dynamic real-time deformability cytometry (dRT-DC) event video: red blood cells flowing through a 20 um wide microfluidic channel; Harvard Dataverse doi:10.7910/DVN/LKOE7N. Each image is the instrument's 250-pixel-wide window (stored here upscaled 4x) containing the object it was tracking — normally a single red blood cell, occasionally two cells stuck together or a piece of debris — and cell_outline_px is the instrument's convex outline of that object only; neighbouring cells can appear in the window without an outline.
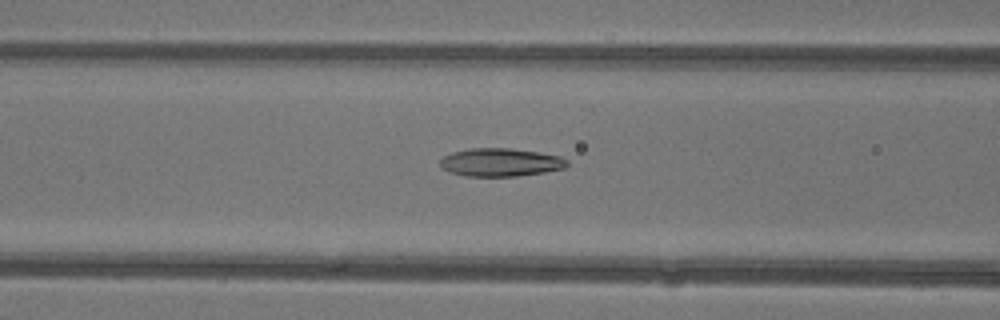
{"species": "common noctule bat (a hibernating species)", "species_latin": "Nyctalus noctula", "temperature_condition": "warm", "stored_images_in_passage": 46, "camera_frame_rate_fps": 3000, "um_per_image_px": 0.085, "animal": {"sex": "female"}, "frame": {"image": 1, "passage_image": 19, "time_ms": 6.0, "image_size_px": [1000, 320], "cell_outline_px": [[568, 164], [564, 168], [544, 172], [516, 176], [464, 176], [448, 172], [440, 168], [440, 160], [444, 156], [452, 152], [468, 148], [512, 148], [560, 156], [568, 160]], "centroid_in_image_um": [42.5, 13.8], "position_along_channel_um": 124.1, "area_um2": 20.92}}
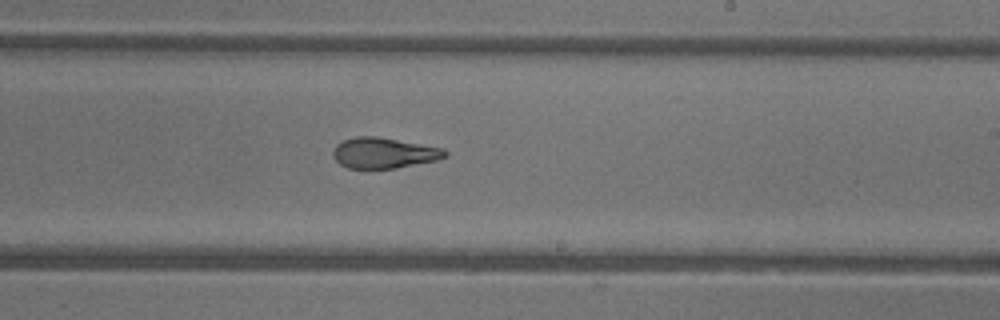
{"frame": {"image": 2, "passage_image": 28, "time_ms": 9.0, "image_size_px": [1000, 320], "cell_outline_px": [[448, 156], [436, 160], [396, 168], [348, 168], [340, 164], [332, 156], [332, 152], [336, 144], [344, 140], [356, 136], [376, 136], [444, 148], [448, 152]], "centroid_in_image_um": [32.63, 12.99], "position_along_channel_um": 256.4, "area_um2": 20.0}}
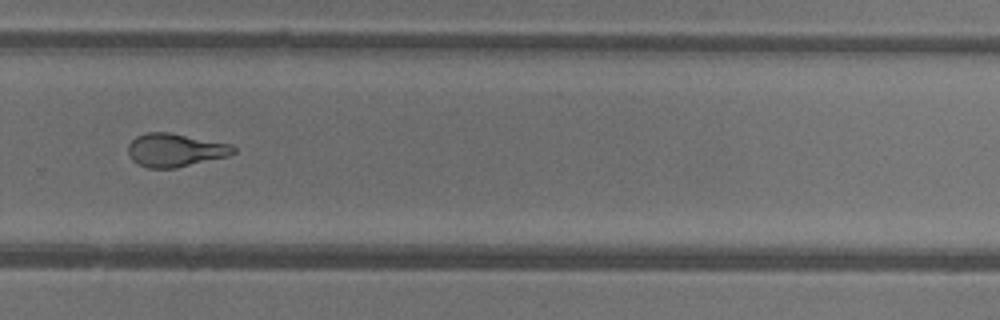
{"frame": {"image": 3, "passage_image": 32, "time_ms": 10.333, "image_size_px": [1000, 320], "cell_outline_px": [[236, 152], [228, 156], [176, 168], [148, 168], [136, 164], [132, 160], [128, 152], [128, 144], [136, 136], [148, 132], [168, 132], [232, 144], [236, 148]], "centroid_in_image_um": [14.88, 12.76], "position_along_channel_um": 314.9, "area_um2": 20.52}, "authors_computed_cell_mechanics": {"area_um2": 21.675, "velocity_mm_per_s": 4.4127, "shape_relaxation_time_tau1_ms": null, "shape_relaxation_time_tau2_ms": 1.9126, "deformation_change_tau1": null, "deformation_change_tau2": 0.1118}}